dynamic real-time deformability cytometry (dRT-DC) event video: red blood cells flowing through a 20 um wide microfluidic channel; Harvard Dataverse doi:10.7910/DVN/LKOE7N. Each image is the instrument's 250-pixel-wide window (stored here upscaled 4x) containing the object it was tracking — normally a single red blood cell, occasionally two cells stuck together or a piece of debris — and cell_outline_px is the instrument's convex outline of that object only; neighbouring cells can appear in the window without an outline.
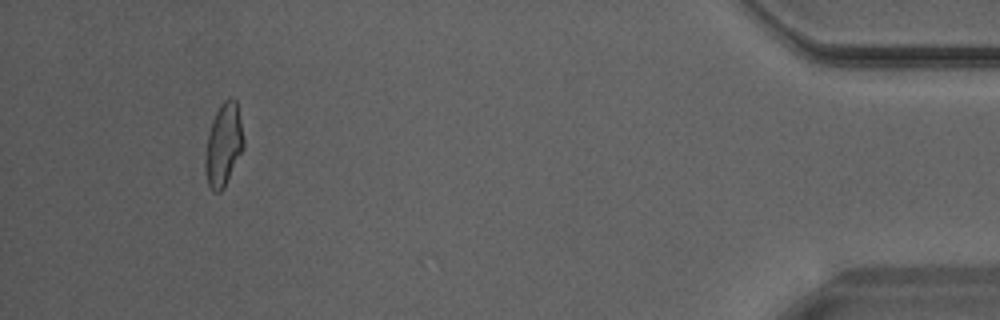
{"species": "Egyptian fruit bat (a non-hibernating species)", "species_latin": "Rousettus aegyptiacus", "temperature_condition": "warm", "stored_images_in_passage": 25, "camera_frame_rate_fps": 3000, "um_per_image_px": 0.085, "animal": {"sex": "male"}, "frame": {"image": 1, "passage_image": 25, "time_ms": 8.0, "image_size_px": [1000, 320], "cell_outline_px": [[244, 148], [224, 188], [220, 192], [212, 192], [208, 184], [204, 168], [204, 160], [208, 132], [212, 120], [220, 104], [228, 96], [232, 96], [236, 100], [244, 136]], "centroid_in_image_um": [19.0, 12.3], "position_along_channel_um": 416.2, "area_um2": 18.84}}